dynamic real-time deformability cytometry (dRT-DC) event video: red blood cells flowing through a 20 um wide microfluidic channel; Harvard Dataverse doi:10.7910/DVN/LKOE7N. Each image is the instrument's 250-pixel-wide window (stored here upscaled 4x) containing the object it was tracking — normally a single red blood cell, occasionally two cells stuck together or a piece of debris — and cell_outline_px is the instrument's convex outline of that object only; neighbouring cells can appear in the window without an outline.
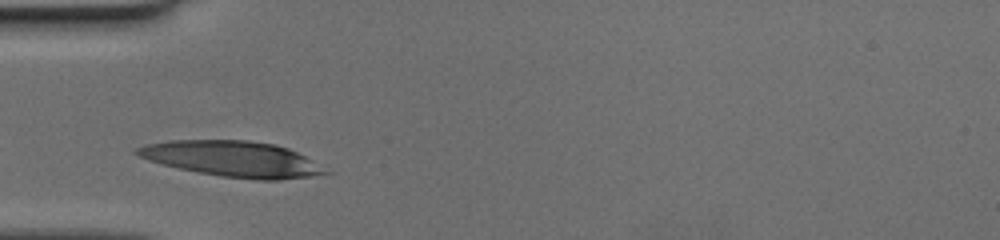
{"species": "human", "species_latin": "Homo sapiens", "temperature_condition": "cold", "stored_images_in_passage": 25, "camera_frame_rate_fps": 3000, "um_per_image_px": 0.085, "donor": {"sex": "female"}, "frame": {"image": 1, "passage_image": 1, "time_ms": 0.0, "image_size_px": [1000, 240], "cell_outline_px": [[332, 172], [308, 176], [280, 180], [256, 180], [220, 176], [196, 172], [148, 160], [132, 152], [136, 148], [144, 144], [168, 140], [248, 140], [276, 144], [288, 148], [304, 156]], "centroid_in_image_um": [19.73, 13.5], "position_along_channel_um": 65.3, "area_um2": 39.02}}
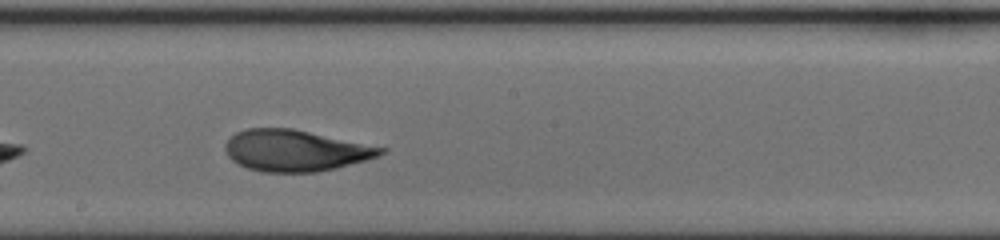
{"frame": {"image": 2, "passage_image": 13, "time_ms": 4.0, "image_size_px": [1000, 240], "cell_outline_px": [[388, 148], [380, 156], [336, 168], [316, 172], [264, 172], [248, 168], [232, 160], [228, 156], [224, 148], [228, 140], [236, 132], [248, 128], [292, 128]], "centroid_in_image_um": [25.13, 12.79], "position_along_channel_um": 223.1, "area_um2": 37.34}}
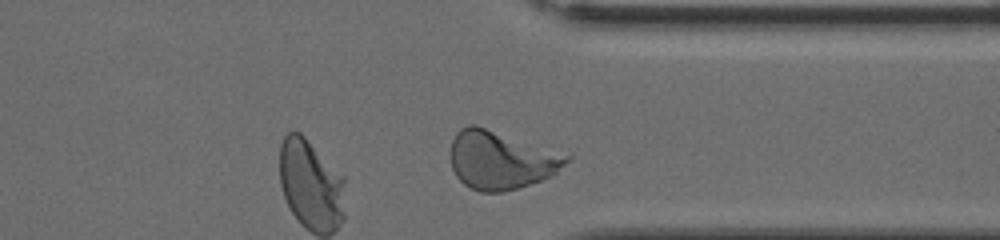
{"frame": {"image": 3, "passage_image": 24, "time_ms": 7.667, "image_size_px": [1000, 240], "cell_outline_px": [[572, 156], [556, 172], [540, 180], [504, 192], [480, 192], [468, 188], [456, 176], [452, 168], [452, 140], [456, 132], [460, 128], [468, 124], [476, 124]], "centroid_in_image_um": [42.53, 13.59], "position_along_channel_um": 368.9, "area_um2": 38.96}}